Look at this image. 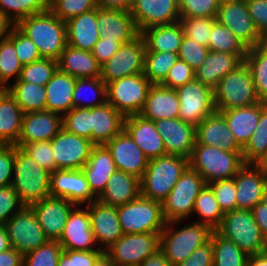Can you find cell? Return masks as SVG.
Listing matches in <instances>:
<instances>
[{"instance_id": "6da1fadb", "label": "cell", "mask_w": 267, "mask_h": 266, "mask_svg": "<svg viewBox=\"0 0 267 266\" xmlns=\"http://www.w3.org/2000/svg\"><path fill=\"white\" fill-rule=\"evenodd\" d=\"M16 27L33 41L42 58L58 61L67 46L66 22L50 10L30 15Z\"/></svg>"}, {"instance_id": "7a4b0ae2", "label": "cell", "mask_w": 267, "mask_h": 266, "mask_svg": "<svg viewBox=\"0 0 267 266\" xmlns=\"http://www.w3.org/2000/svg\"><path fill=\"white\" fill-rule=\"evenodd\" d=\"M11 187L24 206H31L50 195L51 173L15 145Z\"/></svg>"}, {"instance_id": "3957f363", "label": "cell", "mask_w": 267, "mask_h": 266, "mask_svg": "<svg viewBox=\"0 0 267 266\" xmlns=\"http://www.w3.org/2000/svg\"><path fill=\"white\" fill-rule=\"evenodd\" d=\"M184 221L166 222L165 228L160 234V249L173 266L181 263L195 249L208 242L213 233L209 226L196 221L175 228Z\"/></svg>"}, {"instance_id": "277c9868", "label": "cell", "mask_w": 267, "mask_h": 266, "mask_svg": "<svg viewBox=\"0 0 267 266\" xmlns=\"http://www.w3.org/2000/svg\"><path fill=\"white\" fill-rule=\"evenodd\" d=\"M188 166L189 159L169 154L148 160L140 179L141 196L162 203Z\"/></svg>"}, {"instance_id": "5b68a950", "label": "cell", "mask_w": 267, "mask_h": 266, "mask_svg": "<svg viewBox=\"0 0 267 266\" xmlns=\"http://www.w3.org/2000/svg\"><path fill=\"white\" fill-rule=\"evenodd\" d=\"M244 165L242 151H225L203 144H195L189 157V166L204 178L206 184L231 179Z\"/></svg>"}, {"instance_id": "8992f818", "label": "cell", "mask_w": 267, "mask_h": 266, "mask_svg": "<svg viewBox=\"0 0 267 266\" xmlns=\"http://www.w3.org/2000/svg\"><path fill=\"white\" fill-rule=\"evenodd\" d=\"M215 231L234 242L248 256L267 251V239L257 225L252 211L226 212L220 226Z\"/></svg>"}, {"instance_id": "52a82bcc", "label": "cell", "mask_w": 267, "mask_h": 266, "mask_svg": "<svg viewBox=\"0 0 267 266\" xmlns=\"http://www.w3.org/2000/svg\"><path fill=\"white\" fill-rule=\"evenodd\" d=\"M123 234L161 233L166 221L162 203L149 198H138L117 207Z\"/></svg>"}, {"instance_id": "ba28073f", "label": "cell", "mask_w": 267, "mask_h": 266, "mask_svg": "<svg viewBox=\"0 0 267 266\" xmlns=\"http://www.w3.org/2000/svg\"><path fill=\"white\" fill-rule=\"evenodd\" d=\"M260 102L251 72L245 62L236 70L229 72L214 90L216 110H230L251 106Z\"/></svg>"}, {"instance_id": "9c48e42d", "label": "cell", "mask_w": 267, "mask_h": 266, "mask_svg": "<svg viewBox=\"0 0 267 266\" xmlns=\"http://www.w3.org/2000/svg\"><path fill=\"white\" fill-rule=\"evenodd\" d=\"M152 85L144 73L116 79L106 84L107 102L124 117L138 115Z\"/></svg>"}, {"instance_id": "30bf717a", "label": "cell", "mask_w": 267, "mask_h": 266, "mask_svg": "<svg viewBox=\"0 0 267 266\" xmlns=\"http://www.w3.org/2000/svg\"><path fill=\"white\" fill-rule=\"evenodd\" d=\"M205 185L204 178L188 166L162 202L165 221L187 220L192 217L196 197Z\"/></svg>"}, {"instance_id": "8fae6325", "label": "cell", "mask_w": 267, "mask_h": 266, "mask_svg": "<svg viewBox=\"0 0 267 266\" xmlns=\"http://www.w3.org/2000/svg\"><path fill=\"white\" fill-rule=\"evenodd\" d=\"M160 234H123L105 253L115 266H139L160 249Z\"/></svg>"}, {"instance_id": "7c38bea8", "label": "cell", "mask_w": 267, "mask_h": 266, "mask_svg": "<svg viewBox=\"0 0 267 266\" xmlns=\"http://www.w3.org/2000/svg\"><path fill=\"white\" fill-rule=\"evenodd\" d=\"M4 226L11 247L22 255L37 249L48 241L31 206H24Z\"/></svg>"}, {"instance_id": "4fadbf2b", "label": "cell", "mask_w": 267, "mask_h": 266, "mask_svg": "<svg viewBox=\"0 0 267 266\" xmlns=\"http://www.w3.org/2000/svg\"><path fill=\"white\" fill-rule=\"evenodd\" d=\"M179 98V117L197 127L207 116L216 111L214 91L194 79L176 89Z\"/></svg>"}, {"instance_id": "5bb4252c", "label": "cell", "mask_w": 267, "mask_h": 266, "mask_svg": "<svg viewBox=\"0 0 267 266\" xmlns=\"http://www.w3.org/2000/svg\"><path fill=\"white\" fill-rule=\"evenodd\" d=\"M146 46L139 35L129 43L122 44L117 52L101 65L100 78L105 84L126 76L144 73Z\"/></svg>"}, {"instance_id": "9a60e30c", "label": "cell", "mask_w": 267, "mask_h": 266, "mask_svg": "<svg viewBox=\"0 0 267 266\" xmlns=\"http://www.w3.org/2000/svg\"><path fill=\"white\" fill-rule=\"evenodd\" d=\"M216 20L228 27L248 49L262 43V37L249 14L246 0L221 2Z\"/></svg>"}, {"instance_id": "2e32d148", "label": "cell", "mask_w": 267, "mask_h": 266, "mask_svg": "<svg viewBox=\"0 0 267 266\" xmlns=\"http://www.w3.org/2000/svg\"><path fill=\"white\" fill-rule=\"evenodd\" d=\"M52 152L57 169H83L94 144L62 128L51 140Z\"/></svg>"}, {"instance_id": "e0dca14e", "label": "cell", "mask_w": 267, "mask_h": 266, "mask_svg": "<svg viewBox=\"0 0 267 266\" xmlns=\"http://www.w3.org/2000/svg\"><path fill=\"white\" fill-rule=\"evenodd\" d=\"M50 196L64 198L83 206L97 200L90 191L82 169H57L51 173Z\"/></svg>"}, {"instance_id": "ac0fdd59", "label": "cell", "mask_w": 267, "mask_h": 266, "mask_svg": "<svg viewBox=\"0 0 267 266\" xmlns=\"http://www.w3.org/2000/svg\"><path fill=\"white\" fill-rule=\"evenodd\" d=\"M130 13L139 32L153 26L174 24L181 18L178 0H133Z\"/></svg>"}, {"instance_id": "d6986e66", "label": "cell", "mask_w": 267, "mask_h": 266, "mask_svg": "<svg viewBox=\"0 0 267 266\" xmlns=\"http://www.w3.org/2000/svg\"><path fill=\"white\" fill-rule=\"evenodd\" d=\"M63 250H100L91 229L87 206L76 205L69 213L63 234L58 241Z\"/></svg>"}, {"instance_id": "ffe728a7", "label": "cell", "mask_w": 267, "mask_h": 266, "mask_svg": "<svg viewBox=\"0 0 267 266\" xmlns=\"http://www.w3.org/2000/svg\"><path fill=\"white\" fill-rule=\"evenodd\" d=\"M166 154L189 159L196 144V127L180 118L154 121Z\"/></svg>"}, {"instance_id": "44dd1931", "label": "cell", "mask_w": 267, "mask_h": 266, "mask_svg": "<svg viewBox=\"0 0 267 266\" xmlns=\"http://www.w3.org/2000/svg\"><path fill=\"white\" fill-rule=\"evenodd\" d=\"M75 206L64 198L50 195L31 205L46 238L50 241L60 240L69 213Z\"/></svg>"}, {"instance_id": "7402d4cb", "label": "cell", "mask_w": 267, "mask_h": 266, "mask_svg": "<svg viewBox=\"0 0 267 266\" xmlns=\"http://www.w3.org/2000/svg\"><path fill=\"white\" fill-rule=\"evenodd\" d=\"M105 146L110 151L117 170L139 179L142 178L148 165V159L124 129Z\"/></svg>"}, {"instance_id": "603a6c76", "label": "cell", "mask_w": 267, "mask_h": 266, "mask_svg": "<svg viewBox=\"0 0 267 266\" xmlns=\"http://www.w3.org/2000/svg\"><path fill=\"white\" fill-rule=\"evenodd\" d=\"M86 206L95 240L99 244V249L105 252L123 235L117 207L103 204L98 200Z\"/></svg>"}, {"instance_id": "cb8c5ba5", "label": "cell", "mask_w": 267, "mask_h": 266, "mask_svg": "<svg viewBox=\"0 0 267 266\" xmlns=\"http://www.w3.org/2000/svg\"><path fill=\"white\" fill-rule=\"evenodd\" d=\"M237 210L251 211L262 201L267 173L255 164H245L234 176Z\"/></svg>"}, {"instance_id": "d4e9b609", "label": "cell", "mask_w": 267, "mask_h": 266, "mask_svg": "<svg viewBox=\"0 0 267 266\" xmlns=\"http://www.w3.org/2000/svg\"><path fill=\"white\" fill-rule=\"evenodd\" d=\"M97 26L101 39L116 40L126 44L140 35L130 11L97 8Z\"/></svg>"}, {"instance_id": "484cf974", "label": "cell", "mask_w": 267, "mask_h": 266, "mask_svg": "<svg viewBox=\"0 0 267 266\" xmlns=\"http://www.w3.org/2000/svg\"><path fill=\"white\" fill-rule=\"evenodd\" d=\"M63 128V116L52 111H32L24 113L18 142L23 143L50 141Z\"/></svg>"}, {"instance_id": "4316f807", "label": "cell", "mask_w": 267, "mask_h": 266, "mask_svg": "<svg viewBox=\"0 0 267 266\" xmlns=\"http://www.w3.org/2000/svg\"><path fill=\"white\" fill-rule=\"evenodd\" d=\"M246 55L247 53L209 51L206 59L195 70V79L214 91L225 75L244 63Z\"/></svg>"}, {"instance_id": "83f0119b", "label": "cell", "mask_w": 267, "mask_h": 266, "mask_svg": "<svg viewBox=\"0 0 267 266\" xmlns=\"http://www.w3.org/2000/svg\"><path fill=\"white\" fill-rule=\"evenodd\" d=\"M124 130L143 151L148 160L166 155L163 140L152 120L140 114L130 115L124 119Z\"/></svg>"}, {"instance_id": "f1b7e54d", "label": "cell", "mask_w": 267, "mask_h": 266, "mask_svg": "<svg viewBox=\"0 0 267 266\" xmlns=\"http://www.w3.org/2000/svg\"><path fill=\"white\" fill-rule=\"evenodd\" d=\"M196 144L219 147L225 151H242V147L228 128L225 117L219 111H215L198 124Z\"/></svg>"}, {"instance_id": "f546056e", "label": "cell", "mask_w": 267, "mask_h": 266, "mask_svg": "<svg viewBox=\"0 0 267 266\" xmlns=\"http://www.w3.org/2000/svg\"><path fill=\"white\" fill-rule=\"evenodd\" d=\"M82 170L90 191L98 198L104 191L109 177L117 168L108 148L105 145H94Z\"/></svg>"}, {"instance_id": "4dcf8cb0", "label": "cell", "mask_w": 267, "mask_h": 266, "mask_svg": "<svg viewBox=\"0 0 267 266\" xmlns=\"http://www.w3.org/2000/svg\"><path fill=\"white\" fill-rule=\"evenodd\" d=\"M179 106L176 89L153 84L140 115L152 121L174 119L179 117Z\"/></svg>"}, {"instance_id": "1f68e13d", "label": "cell", "mask_w": 267, "mask_h": 266, "mask_svg": "<svg viewBox=\"0 0 267 266\" xmlns=\"http://www.w3.org/2000/svg\"><path fill=\"white\" fill-rule=\"evenodd\" d=\"M125 117L108 102L91 109V142L105 145L124 129Z\"/></svg>"}, {"instance_id": "d6a6232c", "label": "cell", "mask_w": 267, "mask_h": 266, "mask_svg": "<svg viewBox=\"0 0 267 266\" xmlns=\"http://www.w3.org/2000/svg\"><path fill=\"white\" fill-rule=\"evenodd\" d=\"M141 195L140 179L121 170H116L107 181L97 200L103 204L118 207Z\"/></svg>"}, {"instance_id": "836d02e7", "label": "cell", "mask_w": 267, "mask_h": 266, "mask_svg": "<svg viewBox=\"0 0 267 266\" xmlns=\"http://www.w3.org/2000/svg\"><path fill=\"white\" fill-rule=\"evenodd\" d=\"M67 44L84 51L92 52L99 40L97 8L66 21Z\"/></svg>"}, {"instance_id": "e575fe53", "label": "cell", "mask_w": 267, "mask_h": 266, "mask_svg": "<svg viewBox=\"0 0 267 266\" xmlns=\"http://www.w3.org/2000/svg\"><path fill=\"white\" fill-rule=\"evenodd\" d=\"M76 78L57 69L45 85L46 110L64 116L73 108V91Z\"/></svg>"}, {"instance_id": "d590c367", "label": "cell", "mask_w": 267, "mask_h": 266, "mask_svg": "<svg viewBox=\"0 0 267 266\" xmlns=\"http://www.w3.org/2000/svg\"><path fill=\"white\" fill-rule=\"evenodd\" d=\"M257 102L251 106L219 111L228 124L235 140L243 148L249 141L258 126L261 113V104Z\"/></svg>"}, {"instance_id": "8d00e7d4", "label": "cell", "mask_w": 267, "mask_h": 266, "mask_svg": "<svg viewBox=\"0 0 267 266\" xmlns=\"http://www.w3.org/2000/svg\"><path fill=\"white\" fill-rule=\"evenodd\" d=\"M58 69L75 78H96L101 74V65L92 52L68 44L58 60Z\"/></svg>"}, {"instance_id": "74e56055", "label": "cell", "mask_w": 267, "mask_h": 266, "mask_svg": "<svg viewBox=\"0 0 267 266\" xmlns=\"http://www.w3.org/2000/svg\"><path fill=\"white\" fill-rule=\"evenodd\" d=\"M24 112L7 89H0V144L18 142Z\"/></svg>"}, {"instance_id": "f35d334b", "label": "cell", "mask_w": 267, "mask_h": 266, "mask_svg": "<svg viewBox=\"0 0 267 266\" xmlns=\"http://www.w3.org/2000/svg\"><path fill=\"white\" fill-rule=\"evenodd\" d=\"M140 35L145 42V52L178 53L184 36L179 22L170 25L153 26L142 30Z\"/></svg>"}, {"instance_id": "ab89813d", "label": "cell", "mask_w": 267, "mask_h": 266, "mask_svg": "<svg viewBox=\"0 0 267 266\" xmlns=\"http://www.w3.org/2000/svg\"><path fill=\"white\" fill-rule=\"evenodd\" d=\"M8 92L15 98L16 103L24 113L46 110L45 86L24 81L10 82Z\"/></svg>"}, {"instance_id": "60d3db41", "label": "cell", "mask_w": 267, "mask_h": 266, "mask_svg": "<svg viewBox=\"0 0 267 266\" xmlns=\"http://www.w3.org/2000/svg\"><path fill=\"white\" fill-rule=\"evenodd\" d=\"M106 102V84L100 77L76 78V86L73 91V107L92 109Z\"/></svg>"}, {"instance_id": "b9f144b4", "label": "cell", "mask_w": 267, "mask_h": 266, "mask_svg": "<svg viewBox=\"0 0 267 266\" xmlns=\"http://www.w3.org/2000/svg\"><path fill=\"white\" fill-rule=\"evenodd\" d=\"M249 68L260 101H267V48L259 44L249 48L244 59Z\"/></svg>"}, {"instance_id": "7bdbcfd3", "label": "cell", "mask_w": 267, "mask_h": 266, "mask_svg": "<svg viewBox=\"0 0 267 266\" xmlns=\"http://www.w3.org/2000/svg\"><path fill=\"white\" fill-rule=\"evenodd\" d=\"M192 214H198L201 219L196 222L209 226L213 231L220 226L225 213L216 201L214 192L208 184L196 197Z\"/></svg>"}, {"instance_id": "ee69618b", "label": "cell", "mask_w": 267, "mask_h": 266, "mask_svg": "<svg viewBox=\"0 0 267 266\" xmlns=\"http://www.w3.org/2000/svg\"><path fill=\"white\" fill-rule=\"evenodd\" d=\"M213 266H246L248 255L234 242L212 233Z\"/></svg>"}, {"instance_id": "f6af8a7d", "label": "cell", "mask_w": 267, "mask_h": 266, "mask_svg": "<svg viewBox=\"0 0 267 266\" xmlns=\"http://www.w3.org/2000/svg\"><path fill=\"white\" fill-rule=\"evenodd\" d=\"M267 151V107L261 104L258 126L249 141L242 148L244 164H257Z\"/></svg>"}, {"instance_id": "bcb514c9", "label": "cell", "mask_w": 267, "mask_h": 266, "mask_svg": "<svg viewBox=\"0 0 267 266\" xmlns=\"http://www.w3.org/2000/svg\"><path fill=\"white\" fill-rule=\"evenodd\" d=\"M179 59L178 53L145 52L144 75L152 84H160Z\"/></svg>"}, {"instance_id": "7dc6e473", "label": "cell", "mask_w": 267, "mask_h": 266, "mask_svg": "<svg viewBox=\"0 0 267 266\" xmlns=\"http://www.w3.org/2000/svg\"><path fill=\"white\" fill-rule=\"evenodd\" d=\"M22 66L14 44L8 38L0 40V89H7L12 78L19 79Z\"/></svg>"}, {"instance_id": "c3c4849f", "label": "cell", "mask_w": 267, "mask_h": 266, "mask_svg": "<svg viewBox=\"0 0 267 266\" xmlns=\"http://www.w3.org/2000/svg\"><path fill=\"white\" fill-rule=\"evenodd\" d=\"M208 49L215 52L247 53L248 48L224 25L216 21L212 27Z\"/></svg>"}, {"instance_id": "681fc988", "label": "cell", "mask_w": 267, "mask_h": 266, "mask_svg": "<svg viewBox=\"0 0 267 266\" xmlns=\"http://www.w3.org/2000/svg\"><path fill=\"white\" fill-rule=\"evenodd\" d=\"M0 10L15 23L22 19L44 13L49 10V6L44 0H0Z\"/></svg>"}, {"instance_id": "f907efd6", "label": "cell", "mask_w": 267, "mask_h": 266, "mask_svg": "<svg viewBox=\"0 0 267 266\" xmlns=\"http://www.w3.org/2000/svg\"><path fill=\"white\" fill-rule=\"evenodd\" d=\"M58 69V61L41 58L30 64L22 66L20 77L17 81H24L45 86Z\"/></svg>"}, {"instance_id": "816d5d0a", "label": "cell", "mask_w": 267, "mask_h": 266, "mask_svg": "<svg viewBox=\"0 0 267 266\" xmlns=\"http://www.w3.org/2000/svg\"><path fill=\"white\" fill-rule=\"evenodd\" d=\"M216 21V17H181L178 20L184 36L206 47Z\"/></svg>"}, {"instance_id": "f5cc1de1", "label": "cell", "mask_w": 267, "mask_h": 266, "mask_svg": "<svg viewBox=\"0 0 267 266\" xmlns=\"http://www.w3.org/2000/svg\"><path fill=\"white\" fill-rule=\"evenodd\" d=\"M63 247L58 241L48 240L42 246L23 255V266H57Z\"/></svg>"}, {"instance_id": "db71d44e", "label": "cell", "mask_w": 267, "mask_h": 266, "mask_svg": "<svg viewBox=\"0 0 267 266\" xmlns=\"http://www.w3.org/2000/svg\"><path fill=\"white\" fill-rule=\"evenodd\" d=\"M63 128L91 140V109L73 107L63 116Z\"/></svg>"}, {"instance_id": "11a10c76", "label": "cell", "mask_w": 267, "mask_h": 266, "mask_svg": "<svg viewBox=\"0 0 267 266\" xmlns=\"http://www.w3.org/2000/svg\"><path fill=\"white\" fill-rule=\"evenodd\" d=\"M98 8L96 0H54L49 10L62 21Z\"/></svg>"}, {"instance_id": "9f6ffc18", "label": "cell", "mask_w": 267, "mask_h": 266, "mask_svg": "<svg viewBox=\"0 0 267 266\" xmlns=\"http://www.w3.org/2000/svg\"><path fill=\"white\" fill-rule=\"evenodd\" d=\"M8 39L14 44L16 55L22 65L30 64L42 58L33 41L16 26L12 29Z\"/></svg>"}, {"instance_id": "6f0895ef", "label": "cell", "mask_w": 267, "mask_h": 266, "mask_svg": "<svg viewBox=\"0 0 267 266\" xmlns=\"http://www.w3.org/2000/svg\"><path fill=\"white\" fill-rule=\"evenodd\" d=\"M214 192L216 201L224 213L237 210L236 185L234 177L216 180L208 184Z\"/></svg>"}, {"instance_id": "680465c9", "label": "cell", "mask_w": 267, "mask_h": 266, "mask_svg": "<svg viewBox=\"0 0 267 266\" xmlns=\"http://www.w3.org/2000/svg\"><path fill=\"white\" fill-rule=\"evenodd\" d=\"M180 17H216L218 0H178Z\"/></svg>"}, {"instance_id": "91938a15", "label": "cell", "mask_w": 267, "mask_h": 266, "mask_svg": "<svg viewBox=\"0 0 267 266\" xmlns=\"http://www.w3.org/2000/svg\"><path fill=\"white\" fill-rule=\"evenodd\" d=\"M20 148L48 172L55 171L51 141L23 143Z\"/></svg>"}, {"instance_id": "94428289", "label": "cell", "mask_w": 267, "mask_h": 266, "mask_svg": "<svg viewBox=\"0 0 267 266\" xmlns=\"http://www.w3.org/2000/svg\"><path fill=\"white\" fill-rule=\"evenodd\" d=\"M209 51L208 47L200 45L195 40L183 36L178 56L180 60H183L196 70L206 59Z\"/></svg>"}, {"instance_id": "6125c7cd", "label": "cell", "mask_w": 267, "mask_h": 266, "mask_svg": "<svg viewBox=\"0 0 267 266\" xmlns=\"http://www.w3.org/2000/svg\"><path fill=\"white\" fill-rule=\"evenodd\" d=\"M194 79L195 70L183 60L178 59L160 84L171 89H177Z\"/></svg>"}, {"instance_id": "be15d7a7", "label": "cell", "mask_w": 267, "mask_h": 266, "mask_svg": "<svg viewBox=\"0 0 267 266\" xmlns=\"http://www.w3.org/2000/svg\"><path fill=\"white\" fill-rule=\"evenodd\" d=\"M103 253L102 250H63L59 256L57 266H94L96 260Z\"/></svg>"}, {"instance_id": "e7e4bbea", "label": "cell", "mask_w": 267, "mask_h": 266, "mask_svg": "<svg viewBox=\"0 0 267 266\" xmlns=\"http://www.w3.org/2000/svg\"><path fill=\"white\" fill-rule=\"evenodd\" d=\"M24 204L11 186L0 187V224H5Z\"/></svg>"}, {"instance_id": "03108f58", "label": "cell", "mask_w": 267, "mask_h": 266, "mask_svg": "<svg viewBox=\"0 0 267 266\" xmlns=\"http://www.w3.org/2000/svg\"><path fill=\"white\" fill-rule=\"evenodd\" d=\"M15 160V145L0 144V187L12 185V165Z\"/></svg>"}, {"instance_id": "003e7915", "label": "cell", "mask_w": 267, "mask_h": 266, "mask_svg": "<svg viewBox=\"0 0 267 266\" xmlns=\"http://www.w3.org/2000/svg\"><path fill=\"white\" fill-rule=\"evenodd\" d=\"M175 266H213L212 235L208 242L199 246L185 260Z\"/></svg>"}, {"instance_id": "a7ac6f4b", "label": "cell", "mask_w": 267, "mask_h": 266, "mask_svg": "<svg viewBox=\"0 0 267 266\" xmlns=\"http://www.w3.org/2000/svg\"><path fill=\"white\" fill-rule=\"evenodd\" d=\"M249 14L261 37L267 34V0H246Z\"/></svg>"}, {"instance_id": "89a4df30", "label": "cell", "mask_w": 267, "mask_h": 266, "mask_svg": "<svg viewBox=\"0 0 267 266\" xmlns=\"http://www.w3.org/2000/svg\"><path fill=\"white\" fill-rule=\"evenodd\" d=\"M121 47V44L116 40L101 39L96 42L92 50L93 56L100 65L107 62Z\"/></svg>"}, {"instance_id": "2644e50d", "label": "cell", "mask_w": 267, "mask_h": 266, "mask_svg": "<svg viewBox=\"0 0 267 266\" xmlns=\"http://www.w3.org/2000/svg\"><path fill=\"white\" fill-rule=\"evenodd\" d=\"M251 211L262 234L267 239V204L260 202Z\"/></svg>"}, {"instance_id": "8c879c8a", "label": "cell", "mask_w": 267, "mask_h": 266, "mask_svg": "<svg viewBox=\"0 0 267 266\" xmlns=\"http://www.w3.org/2000/svg\"><path fill=\"white\" fill-rule=\"evenodd\" d=\"M0 266H23V255L13 248L0 252Z\"/></svg>"}, {"instance_id": "753ad0ef", "label": "cell", "mask_w": 267, "mask_h": 266, "mask_svg": "<svg viewBox=\"0 0 267 266\" xmlns=\"http://www.w3.org/2000/svg\"><path fill=\"white\" fill-rule=\"evenodd\" d=\"M97 6L101 8H110L130 11L133 0H96Z\"/></svg>"}, {"instance_id": "34e18365", "label": "cell", "mask_w": 267, "mask_h": 266, "mask_svg": "<svg viewBox=\"0 0 267 266\" xmlns=\"http://www.w3.org/2000/svg\"><path fill=\"white\" fill-rule=\"evenodd\" d=\"M139 266H173L166 258L164 252L159 249L154 254L150 255Z\"/></svg>"}, {"instance_id": "11e5206c", "label": "cell", "mask_w": 267, "mask_h": 266, "mask_svg": "<svg viewBox=\"0 0 267 266\" xmlns=\"http://www.w3.org/2000/svg\"><path fill=\"white\" fill-rule=\"evenodd\" d=\"M15 26V23L7 16V14L0 10V40L8 38Z\"/></svg>"}, {"instance_id": "2a66077c", "label": "cell", "mask_w": 267, "mask_h": 266, "mask_svg": "<svg viewBox=\"0 0 267 266\" xmlns=\"http://www.w3.org/2000/svg\"><path fill=\"white\" fill-rule=\"evenodd\" d=\"M246 266H267V251L250 255L247 259Z\"/></svg>"}, {"instance_id": "b9fcfbb0", "label": "cell", "mask_w": 267, "mask_h": 266, "mask_svg": "<svg viewBox=\"0 0 267 266\" xmlns=\"http://www.w3.org/2000/svg\"><path fill=\"white\" fill-rule=\"evenodd\" d=\"M11 248L12 247L6 228L3 224H0V252L6 251Z\"/></svg>"}, {"instance_id": "09005b40", "label": "cell", "mask_w": 267, "mask_h": 266, "mask_svg": "<svg viewBox=\"0 0 267 266\" xmlns=\"http://www.w3.org/2000/svg\"><path fill=\"white\" fill-rule=\"evenodd\" d=\"M94 266H115L109 256L104 252L95 262Z\"/></svg>"}, {"instance_id": "979ff035", "label": "cell", "mask_w": 267, "mask_h": 266, "mask_svg": "<svg viewBox=\"0 0 267 266\" xmlns=\"http://www.w3.org/2000/svg\"><path fill=\"white\" fill-rule=\"evenodd\" d=\"M256 165L267 173V151L264 154L263 158Z\"/></svg>"}, {"instance_id": "deb4b68c", "label": "cell", "mask_w": 267, "mask_h": 266, "mask_svg": "<svg viewBox=\"0 0 267 266\" xmlns=\"http://www.w3.org/2000/svg\"><path fill=\"white\" fill-rule=\"evenodd\" d=\"M263 203L267 204V187L265 188L264 194L262 196V201Z\"/></svg>"}, {"instance_id": "67dfc351", "label": "cell", "mask_w": 267, "mask_h": 266, "mask_svg": "<svg viewBox=\"0 0 267 266\" xmlns=\"http://www.w3.org/2000/svg\"><path fill=\"white\" fill-rule=\"evenodd\" d=\"M265 48H267V34L262 37V43H261Z\"/></svg>"}, {"instance_id": "b62a3aed", "label": "cell", "mask_w": 267, "mask_h": 266, "mask_svg": "<svg viewBox=\"0 0 267 266\" xmlns=\"http://www.w3.org/2000/svg\"><path fill=\"white\" fill-rule=\"evenodd\" d=\"M45 2H46V4L49 6L50 4H52V2L54 1V0H44Z\"/></svg>"}, {"instance_id": "603ad722", "label": "cell", "mask_w": 267, "mask_h": 266, "mask_svg": "<svg viewBox=\"0 0 267 266\" xmlns=\"http://www.w3.org/2000/svg\"><path fill=\"white\" fill-rule=\"evenodd\" d=\"M218 1L221 3V2H224V1H228V0H218Z\"/></svg>"}]
</instances>
